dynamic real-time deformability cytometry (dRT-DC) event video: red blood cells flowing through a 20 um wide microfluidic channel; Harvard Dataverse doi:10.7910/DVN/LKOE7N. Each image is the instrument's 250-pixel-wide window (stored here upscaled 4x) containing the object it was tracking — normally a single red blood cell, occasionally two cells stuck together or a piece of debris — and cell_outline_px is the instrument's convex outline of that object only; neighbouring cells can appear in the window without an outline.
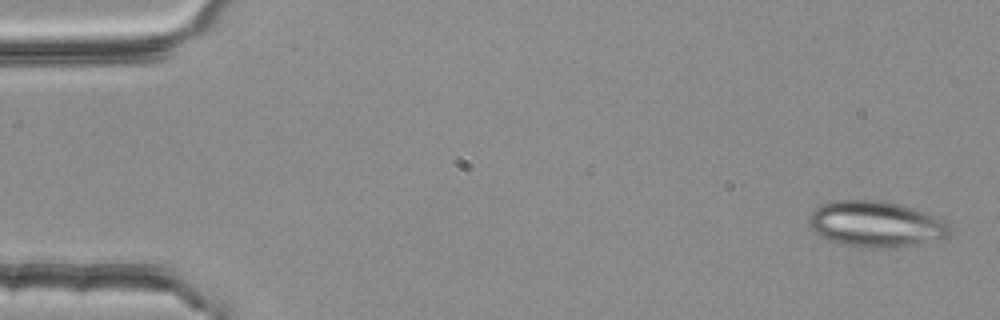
{"species": "common noctule bat (a hibernating species)", "species_latin": "Nyctalus noctula", "temperature_condition": "room temperature", "stored_images_in_passage": 5, "camera_frame_rate_fps": 3000, "um_per_image_px": 0.085, "animal": {"sex": "female", "body_mass_g": 25.1}, "frame": {"image": 1, "passage_image": 5, "time_ms": 1.333, "image_size_px": [1000, 320], "cell_outline_px": [[948, 236], [896, 248], [864, 248], [844, 244], [828, 240], [820, 236], [812, 228], [808, 220], [812, 212], [816, 208], [824, 204], [836, 200], [884, 200], [900, 204], [912, 208], [944, 220], [948, 224]], "centroid_in_image_um": [74.41, 19.04], "position_along_channel_um": 10.6, "area_um2": 37.22}}